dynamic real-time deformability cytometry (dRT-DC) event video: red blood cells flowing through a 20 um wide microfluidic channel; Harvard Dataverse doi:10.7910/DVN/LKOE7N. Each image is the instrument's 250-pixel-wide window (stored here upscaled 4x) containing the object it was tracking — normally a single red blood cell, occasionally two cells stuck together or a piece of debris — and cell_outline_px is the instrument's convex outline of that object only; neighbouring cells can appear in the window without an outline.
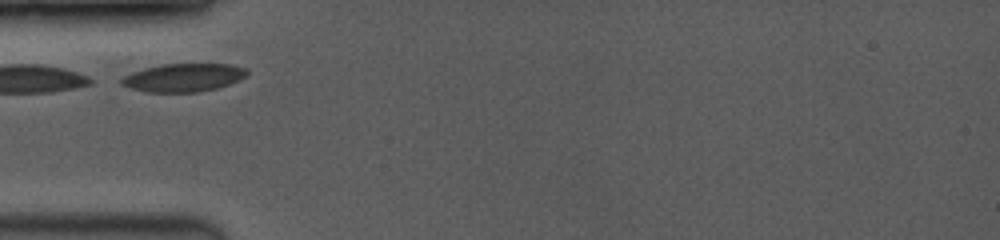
{"species": "common noctule bat (a hibernating species)", "species_latin": "Nyctalus noctula", "temperature_condition": "room temperature", "stored_images_in_passage": 4, "camera_frame_rate_fps": 3500, "um_per_image_px": 0.085, "animal": {"sex": "female", "body_mass_g": 19.0, "forearm_length_mm": 53.3}, "frame": {"image": 1, "passage_image": 1, "time_ms": 0.0, "image_size_px": [1000, 240], "cell_outline_px": [[248, 76], [228, 84], [216, 88], [196, 92], [148, 92], [132, 88], [120, 84], [120, 76], [144, 68], [160, 64], [232, 64], [244, 68], [248, 72]], "centroid_in_image_um": [15.56, 6.58], "position_along_channel_um": 69.4, "area_um2": 20.63}}